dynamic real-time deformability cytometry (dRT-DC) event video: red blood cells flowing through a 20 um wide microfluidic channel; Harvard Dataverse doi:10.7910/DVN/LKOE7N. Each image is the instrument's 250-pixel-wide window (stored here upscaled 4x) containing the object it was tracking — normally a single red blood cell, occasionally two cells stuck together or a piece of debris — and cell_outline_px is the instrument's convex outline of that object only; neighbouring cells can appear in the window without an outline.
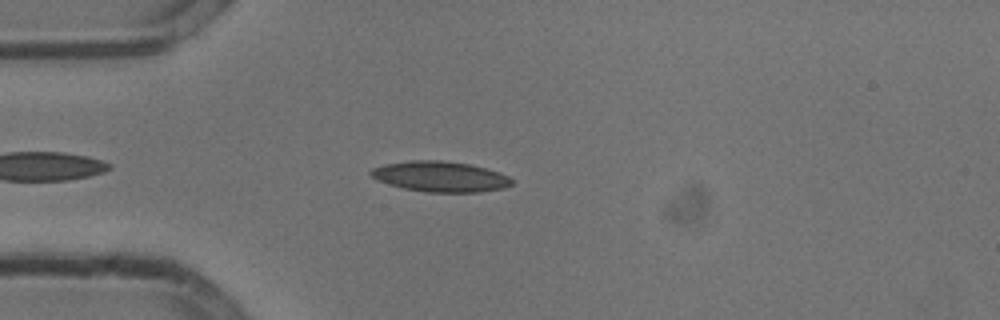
{"species": "common noctule bat (a hibernating species)", "species_latin": "Nyctalus noctula", "temperature_condition": "cold", "stored_images_in_passage": 38, "camera_frame_rate_fps": 3000, "um_per_image_px": 0.085, "animal": {"sex": "male", "body_mass_g": 13.3}, "frame": {"image": 1, "passage_image": 7, "time_ms": 2.0, "image_size_px": [1000, 320], "cell_outline_px": [[512, 184], [504, 188], [480, 192], [428, 192], [404, 188], [388, 184], [372, 176], [368, 172], [372, 168], [384, 164], [412, 160], [440, 160], [468, 164], [500, 172], [508, 176], [512, 180]], "centroid_in_image_um": [37.43, 15.01], "position_along_channel_um": 47.6, "area_um2": 24.85}}
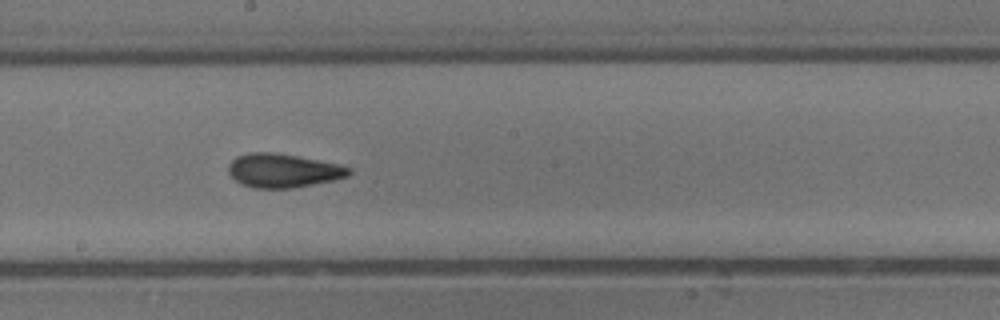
{"frame": {"image": 2, "passage_image": 22, "time_ms": 7.0, "image_size_px": [1000, 320], "cell_outline_px": [[352, 172], [348, 176], [332, 180], [292, 188], [252, 188], [240, 184], [228, 172], [228, 164], [236, 156], [252, 152], [268, 152], [296, 156], [336, 164], [352, 168]], "centroid_in_image_um": [24.02, 14.51], "position_along_channel_um": 224.2, "area_um2": 23.47}}
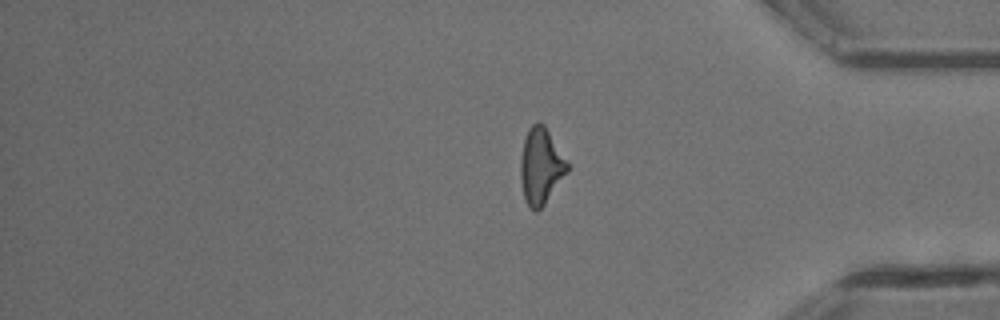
{"frame": {"image": 3, "passage_image": 38, "time_ms": 12.333, "image_size_px": [1000, 320], "cell_outline_px": [[572, 168], [544, 204], [536, 212], [528, 208], [524, 196], [520, 180], [520, 160], [524, 140], [528, 128], [532, 124], [544, 124]], "centroid_in_image_um": [45.99, 14.15], "position_along_channel_um": 389.2, "area_um2": 20.92}, "authors_computed_cell_mechanics": {"area_um2": 23.1778, "velocity_mm_per_s": 3.7887, "shape_relaxation_time_tau1_ms": 5.0888, "shape_relaxation_time_tau2_ms": 1.5851, "deformation_change_tau1": 0.1383, "deformation_change_tau2": 0.0799}}